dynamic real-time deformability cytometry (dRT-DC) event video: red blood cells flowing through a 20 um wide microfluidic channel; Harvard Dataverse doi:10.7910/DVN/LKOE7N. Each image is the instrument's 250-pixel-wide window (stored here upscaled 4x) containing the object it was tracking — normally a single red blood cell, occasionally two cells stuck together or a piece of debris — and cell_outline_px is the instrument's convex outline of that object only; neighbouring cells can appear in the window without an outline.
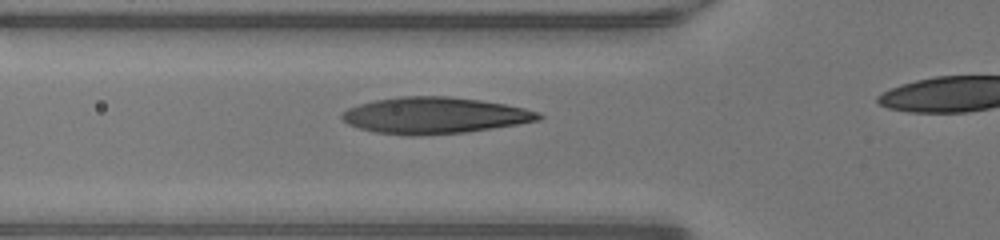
{"species": "human", "species_latin": "Homo sapiens", "temperature_condition": "warm", "stored_images_in_passage": 19, "camera_frame_rate_fps": 3000, "um_per_image_px": 0.085, "donor": {"sex": "male"}, "frame": {"image": 1, "passage_image": 6, "time_ms": 1.667, "image_size_px": [1000, 240], "cell_outline_px": [[544, 116], [540, 120], [468, 132], [420, 136], [408, 136], [376, 132], [360, 128], [348, 124], [340, 116], [348, 108], [360, 104], [376, 100], [400, 96], [448, 96], [480, 100], [504, 104], [524, 108], [540, 112]], "centroid_in_image_um": [36.95, 9.82], "position_along_channel_um": 88.8, "area_um2": 41.67}}
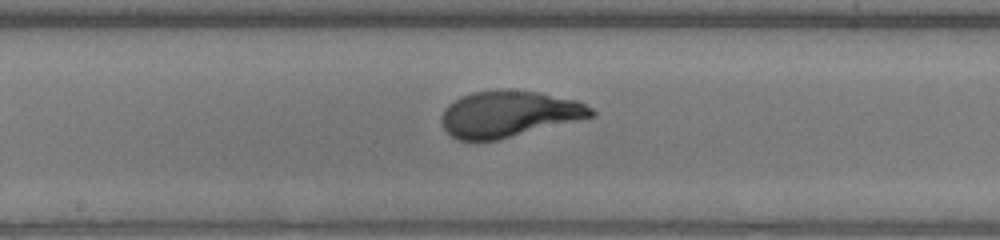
{"frame": {"image": 2, "passage_image": 14, "time_ms": 4.333, "image_size_px": [1000, 240], "cell_outline_px": [[596, 116], [500, 140], [456, 140], [444, 128], [440, 120], [440, 116], [444, 108], [448, 104], [460, 96], [472, 92], [500, 88], [504, 88], [540, 92], [576, 100], [592, 108], [596, 112]], "centroid_in_image_um": [43.25, 9.67], "position_along_channel_um": 205.0, "area_um2": 41.04}}
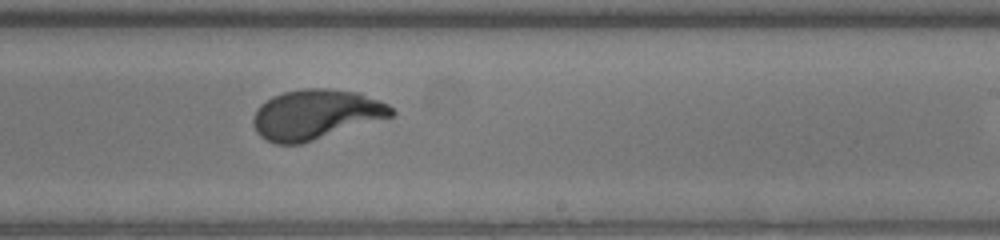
{"frame": {"image": 3, "passage_image": 18, "time_ms": 5.667, "image_size_px": [1000, 240], "cell_outline_px": [[396, 112], [392, 116], [300, 144], [276, 144], [260, 136], [256, 132], [252, 124], [252, 120], [256, 108], [260, 104], [272, 96], [284, 92], [304, 88], [328, 88], [360, 92], [380, 100], [388, 104]], "centroid_in_image_um": [26.82, 9.71], "position_along_channel_um": 262.2, "area_um2": 40.17}}